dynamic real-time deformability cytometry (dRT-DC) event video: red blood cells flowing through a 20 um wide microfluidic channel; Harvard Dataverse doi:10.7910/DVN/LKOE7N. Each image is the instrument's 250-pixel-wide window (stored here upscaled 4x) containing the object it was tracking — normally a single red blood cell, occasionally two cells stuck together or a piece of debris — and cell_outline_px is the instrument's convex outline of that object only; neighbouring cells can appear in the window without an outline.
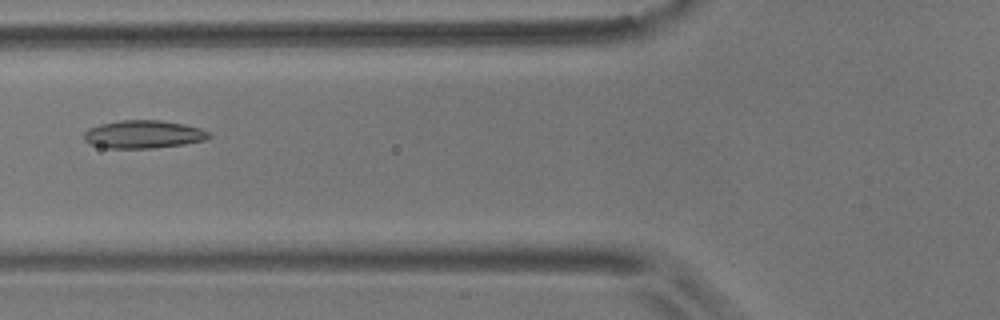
{"species": "common noctule bat (a hibernating species)", "species_latin": "Nyctalus noctula", "temperature_condition": "room temperature", "stored_images_in_passage": 4, "camera_frame_rate_fps": 3000, "um_per_image_px": 0.085, "animal": {"sex": "male", "body_mass_g": 17.9}, "frame": {"image": 1, "passage_image": 4, "time_ms": 3.333, "image_size_px": [1000, 320], "cell_outline_px": [[212, 136], [204, 140], [184, 144], [152, 148], [108, 148], [88, 144], [84, 140], [84, 132], [88, 128], [100, 124], [120, 120], [160, 120], [184, 124], [200, 128], [208, 132]], "centroid_in_image_um": [12.16, 11.41], "position_along_channel_um": 113.6, "area_um2": 20.4}}